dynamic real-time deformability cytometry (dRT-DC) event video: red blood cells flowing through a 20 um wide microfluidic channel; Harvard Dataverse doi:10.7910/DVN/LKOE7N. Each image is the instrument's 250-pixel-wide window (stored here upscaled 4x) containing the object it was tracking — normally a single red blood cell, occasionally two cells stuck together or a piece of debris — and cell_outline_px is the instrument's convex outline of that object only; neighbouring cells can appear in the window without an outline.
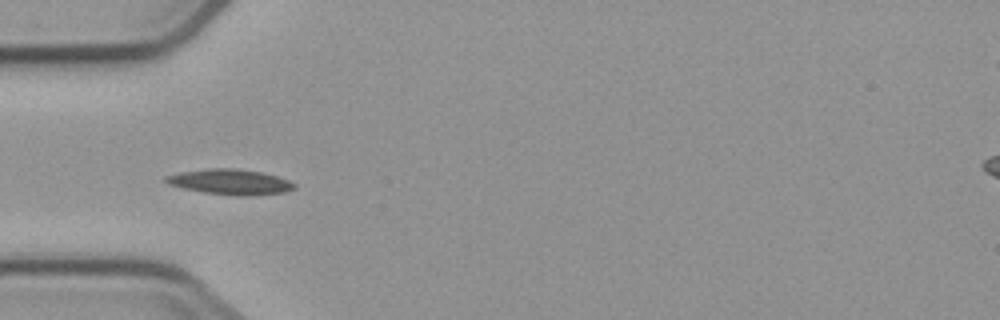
{"species": "common noctule bat (a hibernating species)", "species_latin": "Nyctalus noctula", "temperature_condition": "cold", "stored_images_in_passage": 6, "camera_frame_rate_fps": 3000, "um_per_image_px": 0.085, "animal": {"sex": "male", "body_mass_g": 23.1, "forearm_length_mm": 52.7}, "frame": {"image": 1, "passage_image": 6, "time_ms": 5.667, "image_size_px": [1000, 320], "cell_outline_px": [[296, 188], [284, 192], [248, 196], [240, 196], [204, 192], [184, 188], [168, 184], [164, 180], [164, 176], [180, 172], [208, 168], [236, 168], [260, 172], [276, 176], [288, 180], [296, 184]], "centroid_in_image_um": [19.56, 15.45], "position_along_channel_um": 65.4, "area_um2": 18.9}}